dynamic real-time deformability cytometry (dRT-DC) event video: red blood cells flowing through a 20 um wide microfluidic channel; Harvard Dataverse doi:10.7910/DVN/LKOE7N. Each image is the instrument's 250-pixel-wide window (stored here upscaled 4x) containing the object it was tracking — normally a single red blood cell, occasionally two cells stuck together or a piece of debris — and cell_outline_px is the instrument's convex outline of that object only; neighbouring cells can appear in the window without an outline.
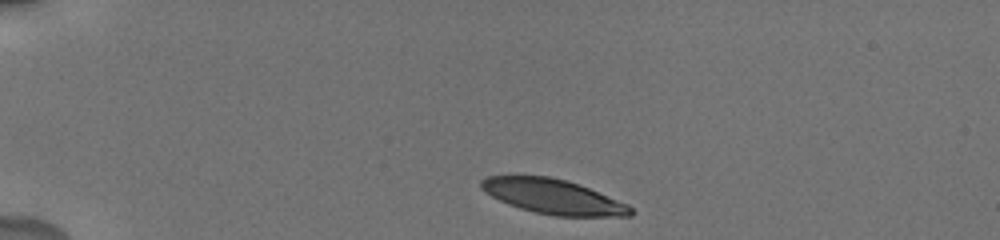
{"species": "human", "species_latin": "Homo sapiens", "temperature_condition": "cold", "stored_images_in_passage": 37, "camera_frame_rate_fps": 3000, "um_per_image_px": 0.085, "donor": {"sex": "male"}, "frame": {"image": 1, "passage_image": 1, "time_ms": 0.0, "image_size_px": [1000, 240], "cell_outline_px": [[632, 216], [556, 216], [536, 212], [520, 208], [508, 204], [492, 196], [480, 188], [480, 180], [488, 176], [548, 176], [568, 180], [628, 204], [632, 208]], "centroid_in_image_um": [47.01, 16.71], "position_along_channel_um": 38.0, "area_um2": 29.94}}
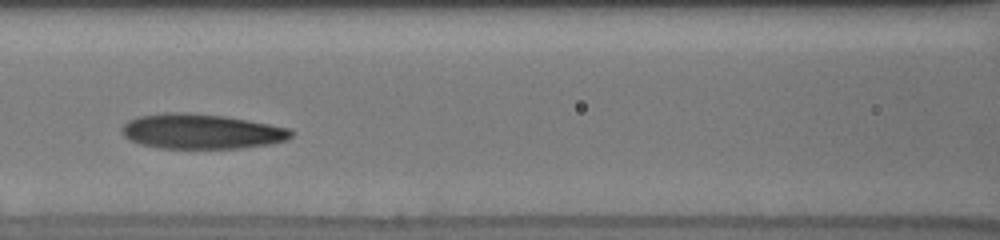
{"frame": {"image": 2, "passage_image": 10, "time_ms": 4.667, "image_size_px": [1000, 240], "cell_outline_px": [[296, 132], [292, 136], [284, 140], [272, 144], [244, 148], [160, 148], [140, 144], [124, 136], [120, 128], [128, 120], [140, 116], [164, 112], [188, 112], [224, 116], [248, 120], [288, 128]], "centroid_in_image_um": [17.12, 11.17], "position_along_channel_um": 149.5, "area_um2": 34.56}}
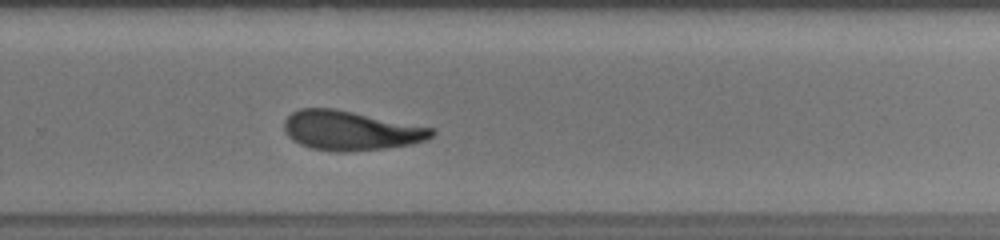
{"frame": {"image": 3, "passage_image": 22, "time_ms": 8.667, "image_size_px": [1000, 240], "cell_outline_px": [[436, 132], [432, 136], [424, 140], [412, 144], [384, 148], [344, 152], [336, 152], [312, 148], [300, 144], [292, 140], [288, 136], [284, 128], [284, 120], [292, 112], [300, 108], [336, 108], [432, 128]], "centroid_in_image_um": [29.77, 11.09], "position_along_channel_um": 300.0, "area_um2": 33.76}, "authors_computed_cell_mechanics": {"area_um2": 33.7552, "velocity_mm_per_s": 3.7787, "shape_relaxation_time_tau1_ms": 4.9317, "shape_relaxation_time_tau2_ms": 2.312, "deformation_change_tau1": 0.1615, "deformation_change_tau2": 0.106}}